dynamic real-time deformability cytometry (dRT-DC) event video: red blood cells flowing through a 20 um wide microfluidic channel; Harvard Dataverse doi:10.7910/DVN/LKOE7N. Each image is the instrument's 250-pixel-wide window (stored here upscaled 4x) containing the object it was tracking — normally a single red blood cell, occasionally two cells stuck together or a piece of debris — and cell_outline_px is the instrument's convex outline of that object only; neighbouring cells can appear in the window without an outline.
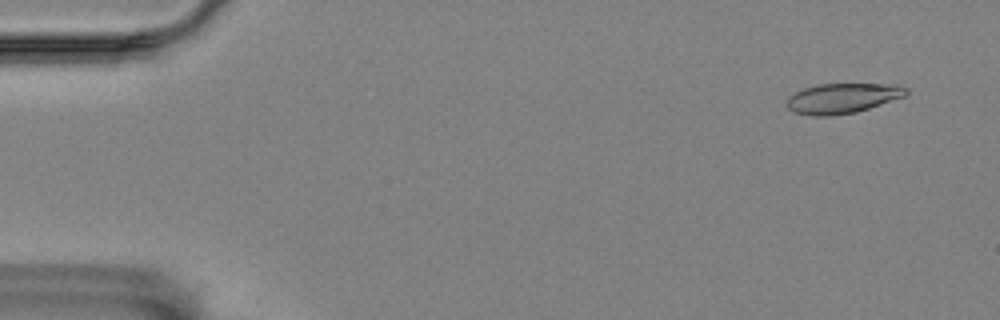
{"species": "Egyptian fruit bat (a non-hibernating species)", "species_latin": "Rousettus aegyptiacus", "temperature_condition": "room temperature", "stored_images_in_passage": 55, "camera_frame_rate_fps": 3000, "um_per_image_px": 0.085, "animal": {"sex": "female"}, "frame": {"image": 1, "passage_image": 3, "time_ms": 0.667, "image_size_px": [1000, 320], "cell_outline_px": [[908, 92], [904, 96], [856, 112], [832, 116], [812, 116], [796, 112], [788, 108], [788, 96], [804, 88], [816, 84], [900, 84], [908, 88]], "centroid_in_image_um": [71.62, 8.34], "position_along_channel_um": 13.4, "area_um2": 20.81}}
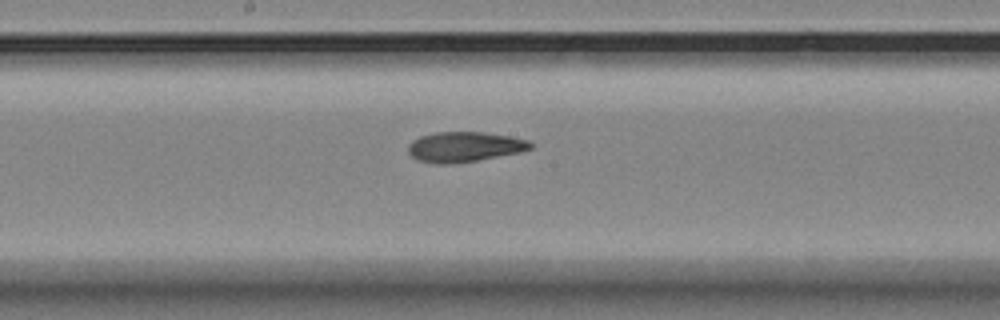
{"frame": {"image": 2, "passage_image": 29, "time_ms": 9.333, "image_size_px": [1000, 320], "cell_outline_px": [[532, 148], [520, 152], [476, 160], [448, 164], [436, 164], [416, 160], [408, 152], [408, 144], [412, 140], [420, 136], [436, 132], [484, 132], [508, 136], [528, 140], [532, 144]], "centroid_in_image_um": [39.43, 12.48], "position_along_channel_um": 208.8, "area_um2": 21.39}}
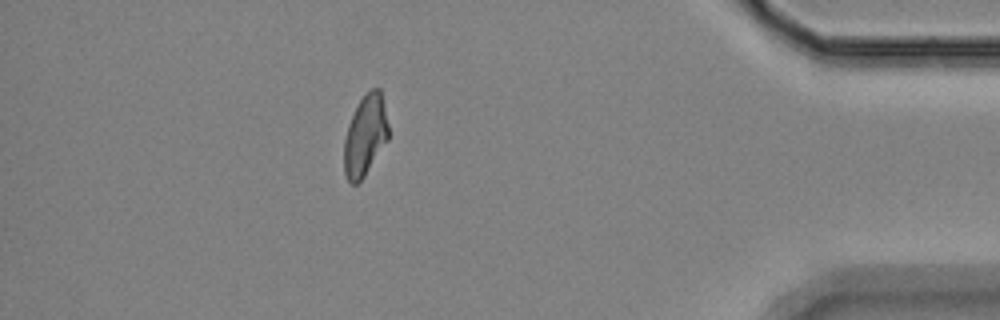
{"frame": {"image": 3, "passage_image": 49, "time_ms": 16.0, "image_size_px": [1000, 320], "cell_outline_px": [[388, 140], [364, 176], [356, 184], [352, 184], [348, 180], [344, 172], [344, 140], [348, 124], [360, 100], [372, 88], [380, 88], [388, 124]], "centroid_in_image_um": [31.04, 11.54], "position_along_channel_um": 404.2, "area_um2": 20.58}, "authors_computed_cell_mechanics": {"area_um2": 21.5594, "velocity_mm_per_s": 3.5569, "shape_relaxation_time_tau1_ms": 6.7618, "shape_relaxation_time_tau2_ms": 6.3706, "deformation_change_tau1": 0.2016, "deformation_change_tau2": 0.1382}}